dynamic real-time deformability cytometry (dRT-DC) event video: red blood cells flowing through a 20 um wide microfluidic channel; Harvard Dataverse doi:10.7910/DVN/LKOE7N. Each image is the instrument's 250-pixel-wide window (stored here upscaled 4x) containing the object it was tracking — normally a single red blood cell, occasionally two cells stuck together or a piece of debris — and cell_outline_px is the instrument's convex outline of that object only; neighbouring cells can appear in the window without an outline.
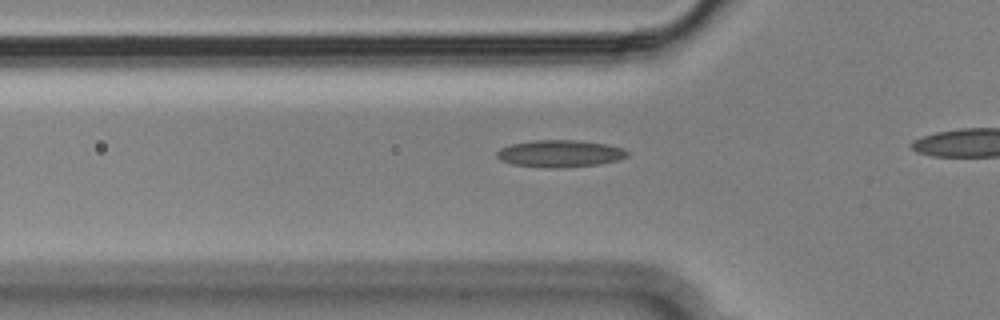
{"species": "Egyptian fruit bat (a non-hibernating species)", "species_latin": "Rousettus aegyptiacus", "temperature_condition": "cold", "stored_images_in_passage": 30, "camera_frame_rate_fps": 3000, "um_per_image_px": 0.085, "animal": {"sex": "male"}, "frame": {"image": 1, "passage_image": 4, "time_ms": 1.0, "image_size_px": [1000, 320], "cell_outline_px": [[628, 156], [620, 160], [600, 164], [560, 168], [548, 168], [512, 164], [500, 160], [496, 156], [496, 152], [500, 148], [512, 144], [532, 140], [576, 140], [608, 144], [620, 148], [628, 152]], "centroid_in_image_um": [47.59, 13.06], "position_along_channel_um": 78.2, "area_um2": 20.69}}
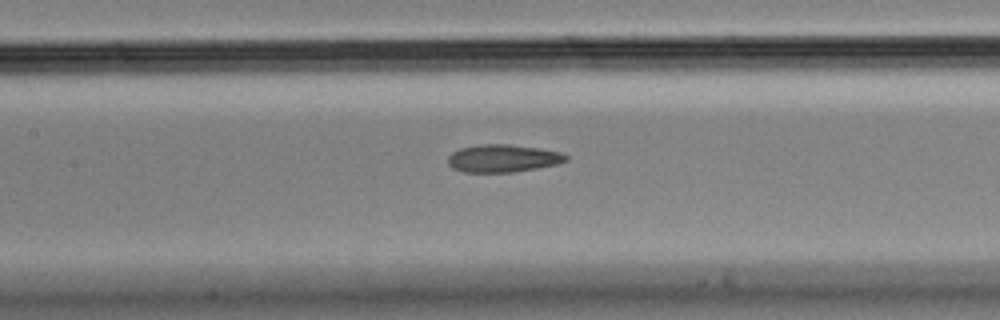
{"frame": {"image": 2, "passage_image": 11, "time_ms": 3.333, "image_size_px": [1000, 320], "cell_outline_px": [[568, 160], [556, 164], [536, 168], [512, 172], [464, 172], [452, 168], [448, 164], [448, 156], [452, 152], [460, 148], [480, 144], [508, 144], [540, 148], [560, 152], [568, 156]], "centroid_in_image_um": [42.73, 13.45], "position_along_channel_um": 164.7, "area_um2": 19.02}}
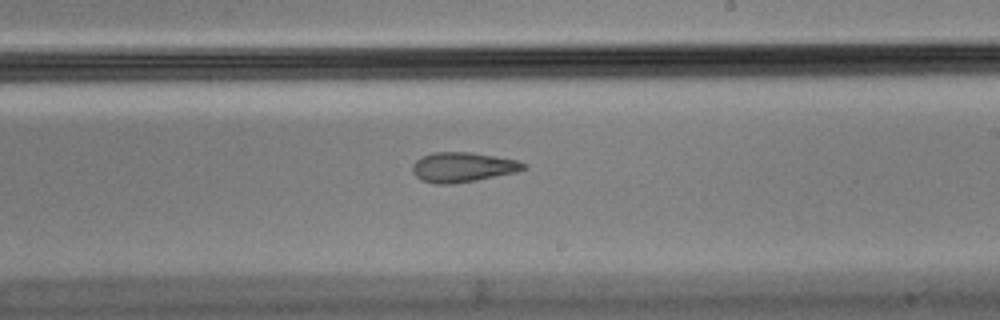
{"frame": {"image": 3, "passage_image": 18, "time_ms": 5.667, "image_size_px": [1000, 320], "cell_outline_px": [[528, 168], [516, 172], [476, 180], [452, 184], [436, 184], [420, 180], [412, 172], [412, 164], [420, 156], [432, 152], [472, 152], [516, 160], [528, 164]], "centroid_in_image_um": [39.31, 14.2], "position_along_channel_um": 249.7, "area_um2": 19.48}}